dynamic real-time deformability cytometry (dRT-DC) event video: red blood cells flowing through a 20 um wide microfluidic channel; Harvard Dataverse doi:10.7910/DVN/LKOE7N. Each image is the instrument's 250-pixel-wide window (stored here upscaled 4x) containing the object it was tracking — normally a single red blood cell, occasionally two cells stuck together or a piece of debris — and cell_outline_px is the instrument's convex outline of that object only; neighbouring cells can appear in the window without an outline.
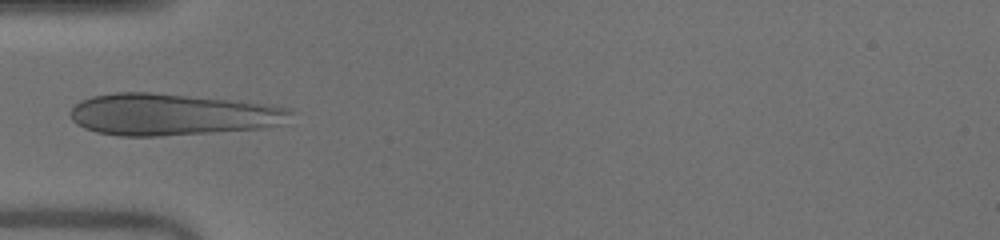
{"species": "human", "species_latin": "Homo sapiens", "temperature_condition": "warm", "stored_images_in_passage": 34, "camera_frame_rate_fps": 3000, "um_per_image_px": 0.085, "donor": {"sex": "male"}, "frame": {"image": 1, "passage_image": 1, "time_ms": 0.0, "image_size_px": [1000, 240], "cell_outline_px": [[292, 112], [280, 124], [264, 128], [160, 136], [120, 136], [96, 132], [84, 128], [76, 124], [72, 120], [72, 108], [80, 100], [92, 96], [116, 92], [152, 92], [272, 104], [288, 108]], "centroid_in_image_um": [14.59, 9.73], "position_along_channel_um": 70.4, "area_um2": 53.47}}
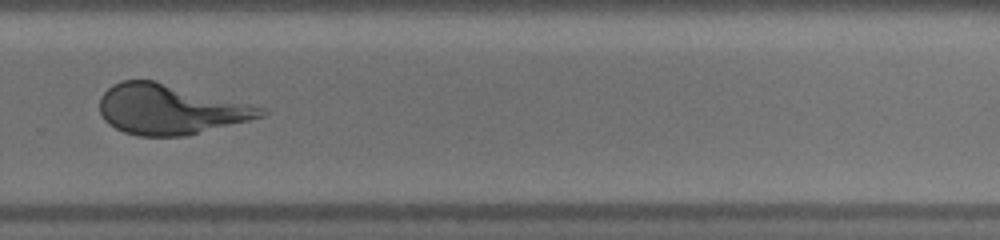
{"frame": {"image": 2, "passage_image": 19, "time_ms": 6.0, "image_size_px": [1000, 240], "cell_outline_px": [[268, 112], [264, 116], [184, 136], [140, 136], [124, 132], [108, 124], [104, 120], [100, 112], [100, 96], [112, 84], [120, 80], [152, 80], [268, 108]], "centroid_in_image_um": [14.44, 9.29], "position_along_channel_um": 315.4, "area_um2": 46.7}}
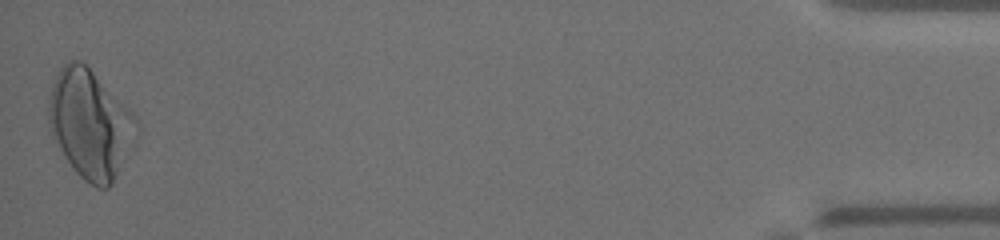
{"frame": {"image": 3, "passage_image": 34, "time_ms": 11.0, "image_size_px": [1000, 240], "cell_outline_px": [[136, 120], [112, 184], [108, 188], [96, 188], [88, 184], [76, 172], [60, 148], [52, 132], [48, 120], [48, 100], [52, 84], [60, 68], [68, 60], [80, 60], [132, 112]], "centroid_in_image_um": [7.55, 10.5], "position_along_channel_um": 427.6, "area_um2": 52.83}}